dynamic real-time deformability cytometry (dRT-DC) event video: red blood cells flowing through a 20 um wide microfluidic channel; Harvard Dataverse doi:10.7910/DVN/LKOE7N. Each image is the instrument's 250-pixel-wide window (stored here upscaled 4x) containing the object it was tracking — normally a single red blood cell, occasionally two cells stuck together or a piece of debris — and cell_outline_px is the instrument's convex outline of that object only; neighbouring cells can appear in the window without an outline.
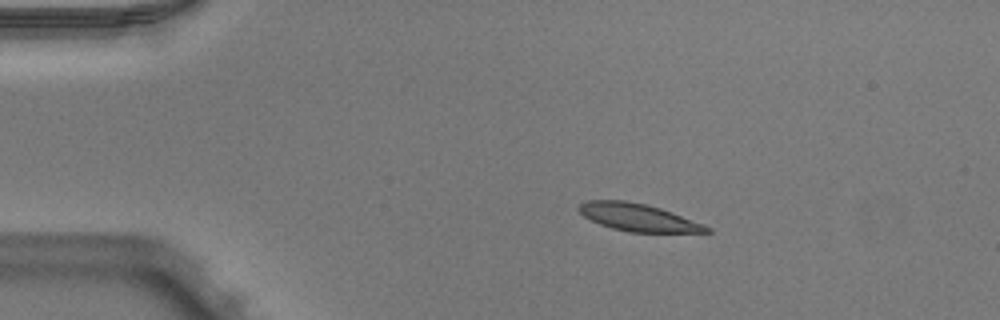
{"species": "Egyptian fruit bat (a non-hibernating species)", "species_latin": "Rousettus aegyptiacus", "temperature_condition": "warm", "stored_images_in_passage": 43, "camera_frame_rate_fps": 3000, "um_per_image_px": 0.085, "animal": {"sex": "male"}, "frame": {"image": 1, "passage_image": 1, "time_ms": 0.0, "image_size_px": [1000, 320], "cell_outline_px": [[712, 232], [628, 232], [612, 228], [600, 224], [584, 216], [576, 208], [580, 204], [588, 200], [624, 200], [644, 204], [660, 208], [672, 212], [704, 224], [712, 228]], "centroid_in_image_um": [54.25, 18.48], "position_along_channel_um": 30.8, "area_um2": 20.35}}
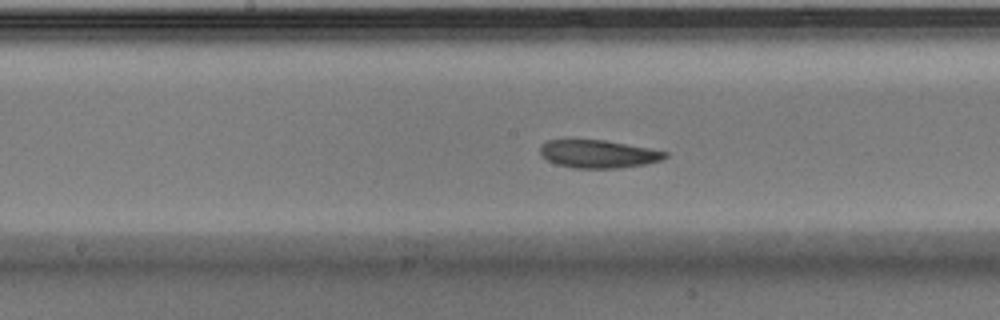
{"frame": {"image": 2, "passage_image": 18, "time_ms": 5.667, "image_size_px": [1000, 320], "cell_outline_px": [[668, 156], [660, 160], [644, 164], [616, 168], [572, 168], [556, 164], [540, 156], [540, 144], [548, 140], [604, 140], [648, 148], [668, 152]], "centroid_in_image_um": [50.8, 13.09], "position_along_channel_um": 197.4, "area_um2": 20.23}}
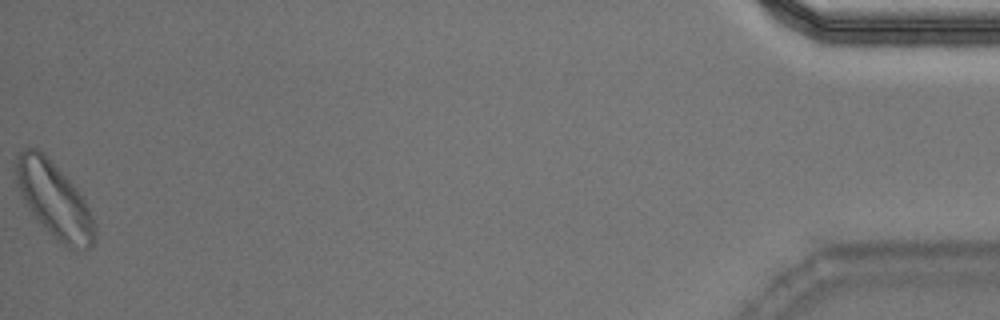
{"frame": {"image": 3, "passage_image": 43, "time_ms": 14.0, "image_size_px": [1000, 320], "cell_outline_px": [[96, 240], [88, 248], [76, 252], [68, 248], [28, 208], [16, 184], [16, 152], [28, 144], [44, 152], [76, 188], [84, 200], [96, 224]], "centroid_in_image_um": [4.61, 16.93], "position_along_channel_um": 430.6, "area_um2": 34.28}, "authors_computed_cell_mechanics": {"area_um2": 21.097, "velocity_mm_per_s": 3.9363, "shape_relaxation_time_tau1_ms": 5.3535, "shape_relaxation_time_tau2_ms": 8.2502, "deformation_change_tau1": 0.1717, "deformation_change_tau2": 0.1626}}